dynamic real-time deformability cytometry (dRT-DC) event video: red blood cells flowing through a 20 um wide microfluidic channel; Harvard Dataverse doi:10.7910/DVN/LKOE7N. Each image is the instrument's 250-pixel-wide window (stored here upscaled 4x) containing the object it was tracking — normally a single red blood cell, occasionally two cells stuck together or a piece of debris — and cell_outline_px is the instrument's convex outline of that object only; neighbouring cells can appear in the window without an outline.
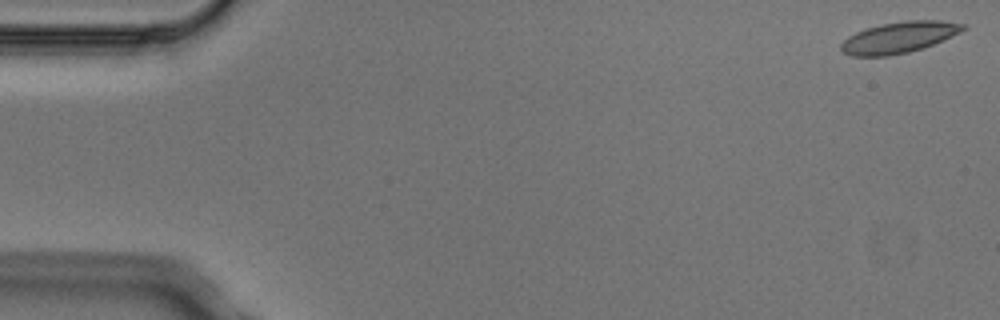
{"species": "Egyptian fruit bat (a non-hibernating species)", "species_latin": "Rousettus aegyptiacus", "temperature_condition": "cold", "stored_images_in_passage": 5, "camera_frame_rate_fps": 3000, "um_per_image_px": 0.085, "animal": {"sex": "male"}, "frame": {"image": 1, "passage_image": 1, "time_ms": 0.0, "image_size_px": [1000, 320], "cell_outline_px": [[968, 28], [960, 32], [924, 48], [908, 52], [888, 56], [852, 56], [844, 52], [840, 48], [840, 44], [848, 36], [856, 32], [880, 24], [908, 20], [940, 20], [968, 24]], "centroid_in_image_um": [76.44, 3.17], "position_along_channel_um": 8.6, "area_um2": 22.2}}
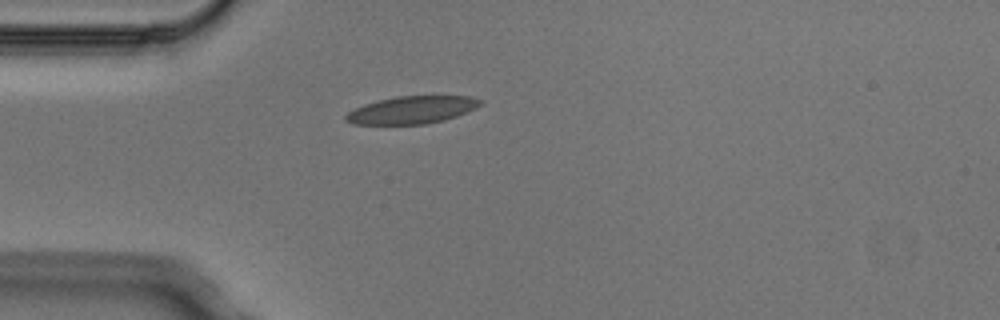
{"frame": {"image": 2, "passage_image": 4, "time_ms": 1.0, "image_size_px": [1000, 320], "cell_outline_px": [[484, 104], [476, 108], [456, 116], [444, 120], [424, 124], [352, 124], [344, 120], [344, 116], [348, 112], [364, 104], [396, 96], [472, 96], [484, 100]], "centroid_in_image_um": [35.04, 9.34], "position_along_channel_um": 50.0, "area_um2": 21.62}}